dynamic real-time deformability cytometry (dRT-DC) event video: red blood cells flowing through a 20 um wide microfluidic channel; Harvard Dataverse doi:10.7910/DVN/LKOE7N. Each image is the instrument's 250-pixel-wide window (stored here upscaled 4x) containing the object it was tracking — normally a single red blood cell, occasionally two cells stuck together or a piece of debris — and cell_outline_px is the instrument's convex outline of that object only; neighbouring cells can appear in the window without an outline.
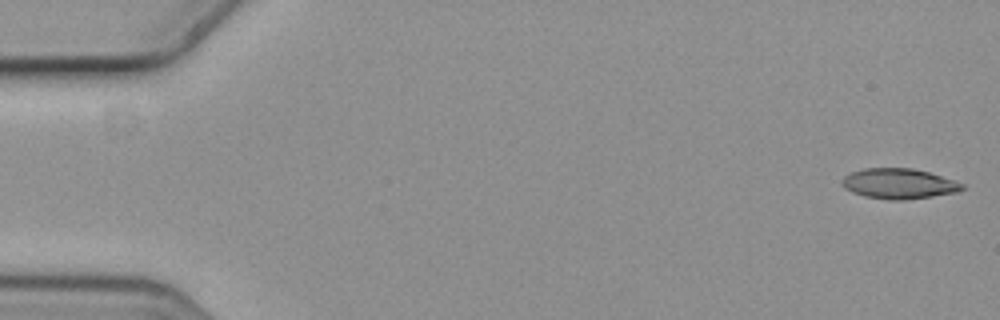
{"species": "common noctule bat (a hibernating species)", "species_latin": "Nyctalus noctula", "temperature_condition": "cold", "stored_images_in_passage": 4, "camera_frame_rate_fps": 3000, "um_per_image_px": 0.085, "animal": {"sex": "female", "body_mass_g": 19.3, "forearm_length_mm": 54.1}, "frame": {"image": 1, "passage_image": 1, "time_ms": 0.0, "image_size_px": [1000, 320], "cell_outline_px": [[964, 188], [956, 192], [932, 196], [904, 200], [888, 200], [864, 196], [852, 192], [844, 184], [844, 176], [852, 172], [864, 168], [912, 168], [928, 172], [964, 184]], "centroid_in_image_um": [76.42, 15.61], "position_along_channel_um": 8.6, "area_um2": 20.81}}